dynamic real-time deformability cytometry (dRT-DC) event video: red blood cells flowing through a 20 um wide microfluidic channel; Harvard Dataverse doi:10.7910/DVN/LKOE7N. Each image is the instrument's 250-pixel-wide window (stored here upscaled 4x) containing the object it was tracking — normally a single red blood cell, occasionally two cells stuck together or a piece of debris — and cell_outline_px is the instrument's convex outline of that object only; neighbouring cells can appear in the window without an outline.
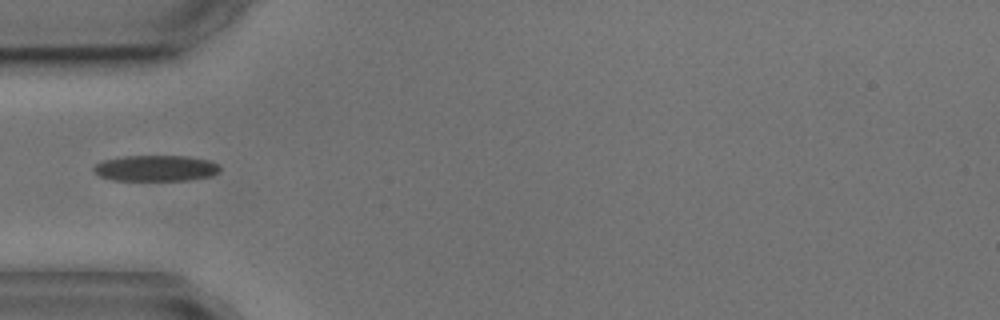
{"species": "common noctule bat (a hibernating species)", "species_latin": "Nyctalus noctula", "temperature_condition": "cold", "stored_images_in_passage": 9, "camera_frame_rate_fps": 3000, "um_per_image_px": 0.085, "animal": {"sex": "male", "body_mass_g": 17.9, "forearm_length_mm": 54.2}, "frame": {"image": 1, "passage_image": 4, "time_ms": 4.667, "image_size_px": [1000, 320], "cell_outline_px": [[220, 172], [212, 176], [188, 180], [112, 180], [100, 176], [92, 168], [96, 164], [104, 160], [124, 156], [184, 156], [208, 160], [220, 164]], "centroid_in_image_um": [13.28, 14.3], "position_along_channel_um": 71.7, "area_um2": 19.07}}
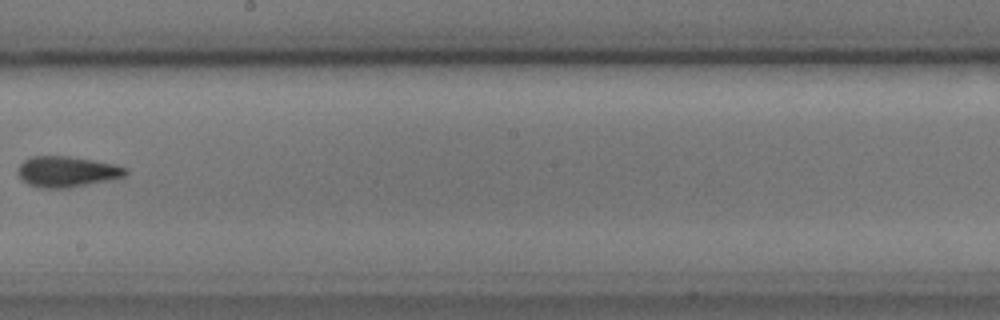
{"frame": {"image": 2, "passage_image": 8, "time_ms": 9.333, "image_size_px": [1000, 320], "cell_outline_px": [[128, 172], [124, 176], [68, 188], [40, 188], [28, 184], [16, 172], [16, 168], [24, 160], [32, 156], [68, 156], [92, 160], [112, 164], [128, 168]], "centroid_in_image_um": [5.63, 14.58], "position_along_channel_um": 242.6, "area_um2": 19.07}}
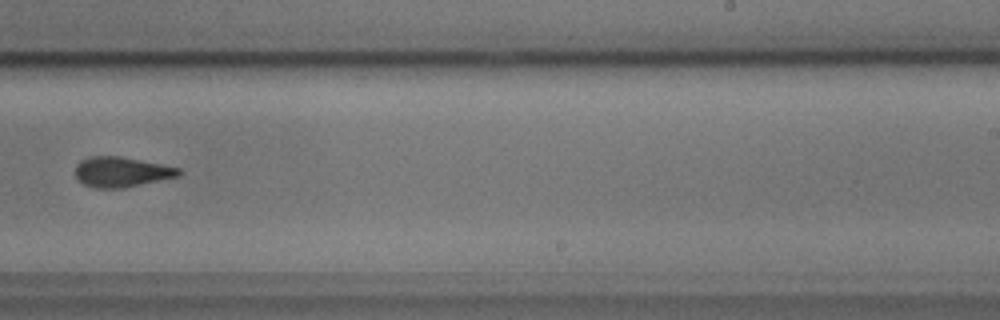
{"frame": {"image": 3, "passage_image": 9, "time_ms": 10.333, "image_size_px": [1000, 320], "cell_outline_px": [[180, 176], [124, 188], [92, 188], [84, 184], [76, 176], [76, 164], [80, 160], [88, 156], [120, 156], [180, 168]], "centroid_in_image_um": [10.3, 14.61], "position_along_channel_um": 278.7, "area_um2": 18.15}}